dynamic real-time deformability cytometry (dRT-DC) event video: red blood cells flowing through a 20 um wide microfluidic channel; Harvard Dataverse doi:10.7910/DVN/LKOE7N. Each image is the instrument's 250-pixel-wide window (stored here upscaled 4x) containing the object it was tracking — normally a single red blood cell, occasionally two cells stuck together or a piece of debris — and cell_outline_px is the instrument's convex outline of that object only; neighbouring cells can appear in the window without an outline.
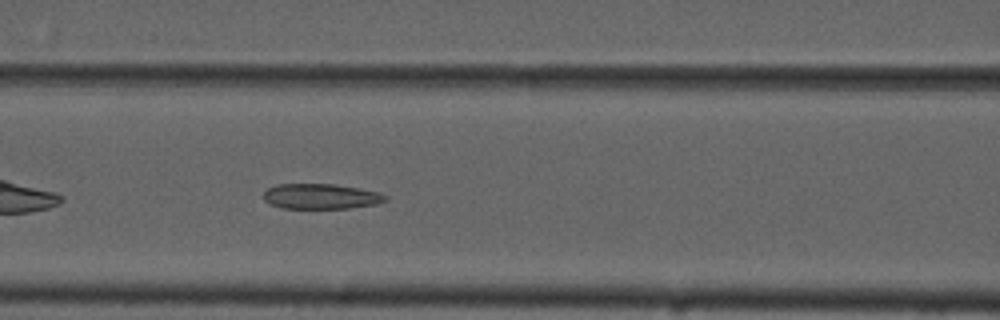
{"species": "common noctule bat (a hibernating species)", "species_latin": "Nyctalus noctula", "temperature_condition": "cold", "stored_images_in_passage": 34, "camera_frame_rate_fps": 3000, "um_per_image_px": 0.085, "animal": {"sex": "male", "forearm_length_mm": 52.5}, "frame": {"image": 1, "passage_image": 9, "time_ms": 2.667, "image_size_px": [1000, 320], "cell_outline_px": [[388, 200], [376, 204], [348, 208], [284, 208], [268, 204], [264, 200], [264, 192], [268, 188], [276, 184], [332, 184], [360, 188], [380, 192], [388, 196]], "centroid_in_image_um": [27.29, 16.69], "position_along_channel_um": 139.3, "area_um2": 18.03}}
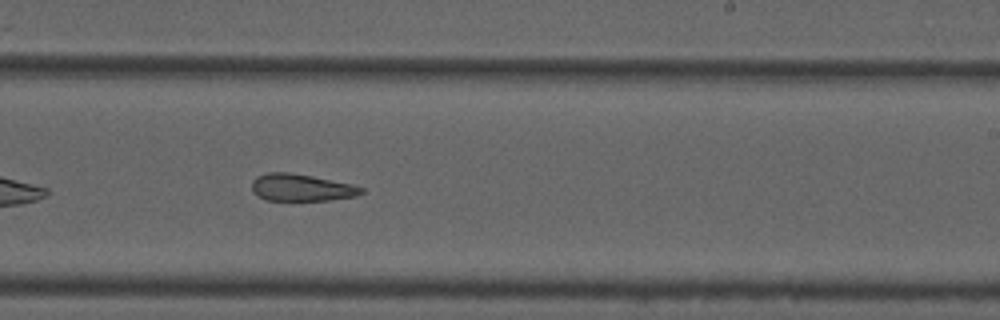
{"frame": {"image": 2, "passage_image": 19, "time_ms": 6.0, "image_size_px": [1000, 320], "cell_outline_px": [[364, 192], [356, 196], [328, 200], [264, 200], [252, 192], [252, 180], [256, 176], [268, 172], [288, 172], [312, 176], [352, 184], [364, 188]], "centroid_in_image_um": [25.59, 15.94], "position_along_channel_um": 263.4, "area_um2": 17.34}}
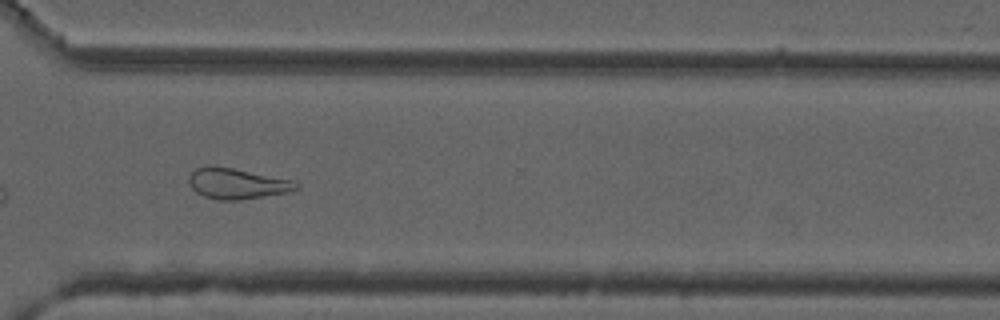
{"frame": {"image": 3, "passage_image": 26, "time_ms": 8.333, "image_size_px": [1000, 320], "cell_outline_px": [[300, 184], [292, 192], [240, 200], [216, 200], [204, 196], [196, 192], [192, 188], [188, 180], [188, 176], [196, 168], [212, 164], [296, 180]], "centroid_in_image_um": [20.17, 15.59], "position_along_channel_um": 350.4, "area_um2": 19.59}, "authors_computed_cell_mechanics": {"area_um2": 18.7561, "velocity_mm_per_s": 3.7333, "shape_relaxation_time_tau1_ms": null, "shape_relaxation_time_tau2_ms": 3.9057, "deformation_change_tau1": null, "deformation_change_tau2": 0.1274}}